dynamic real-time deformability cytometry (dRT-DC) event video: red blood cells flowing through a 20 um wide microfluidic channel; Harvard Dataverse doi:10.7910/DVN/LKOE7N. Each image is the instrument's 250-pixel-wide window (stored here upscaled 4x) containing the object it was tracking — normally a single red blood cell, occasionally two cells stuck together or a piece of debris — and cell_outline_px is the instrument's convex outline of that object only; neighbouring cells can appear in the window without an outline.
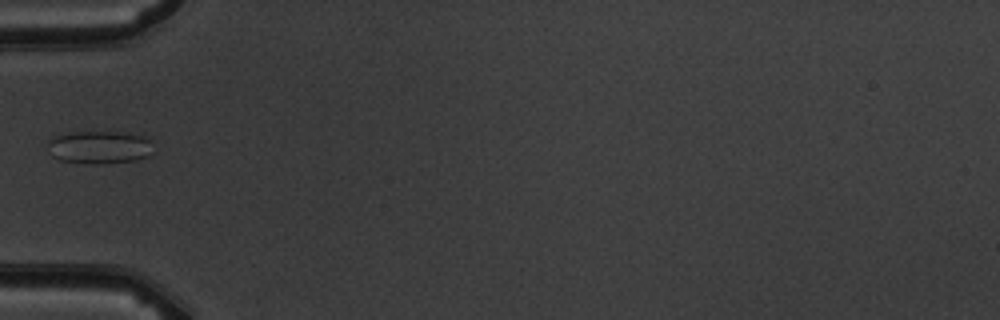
{"species": "common noctule bat (a hibernating species)", "species_latin": "Nyctalus noctula", "temperature_condition": "warm", "stored_images_in_passage": 6, "camera_frame_rate_fps": 3000, "um_per_image_px": 0.085, "animal": {"sex": "male", "body_mass_g": 19.5, "forearm_length_mm": 54.6}, "frame": {"image": 1, "passage_image": 6, "time_ms": 5.667, "image_size_px": [1000, 320], "cell_outline_px": [[152, 140], [148, 156], [136, 160], [104, 164], [84, 164], [60, 160], [52, 156], [48, 144], [48, 140], [52, 136], [68, 132], [120, 132], [144, 136]], "centroid_in_image_um": [8.41, 12.52], "position_along_channel_um": 76.6, "area_um2": 20.4}}